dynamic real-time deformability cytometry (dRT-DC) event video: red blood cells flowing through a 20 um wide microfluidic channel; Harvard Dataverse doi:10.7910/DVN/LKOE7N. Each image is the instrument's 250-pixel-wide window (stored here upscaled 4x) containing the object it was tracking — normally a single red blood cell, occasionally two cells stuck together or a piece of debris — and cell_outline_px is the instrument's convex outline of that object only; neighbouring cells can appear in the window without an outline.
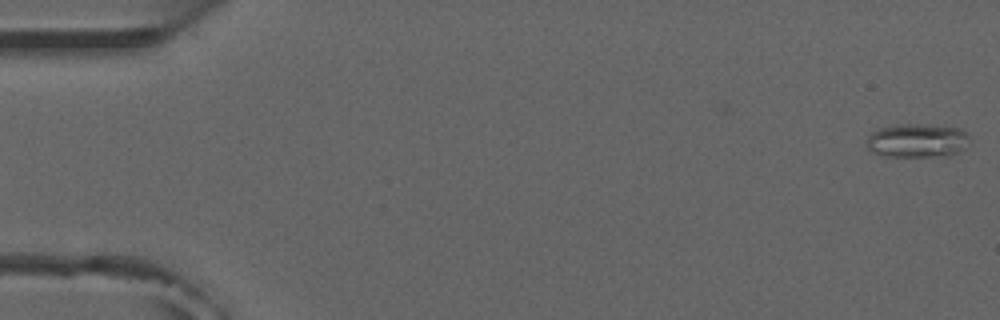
{"species": "common noctule bat (a hibernating species)", "species_latin": "Nyctalus noctula", "temperature_condition": "room temperature", "stored_images_in_passage": 52, "camera_frame_rate_fps": 3000, "um_per_image_px": 0.085, "animal": {"sex": "male", "forearm_length_mm": 52.5}, "frame": {"image": 1, "passage_image": 1, "time_ms": 0.0, "image_size_px": [1000, 320], "cell_outline_px": [[972, 140], [964, 148], [948, 156], [888, 156], [872, 152], [868, 148], [868, 136], [872, 132], [880, 128], [904, 124], [920, 124], [956, 128], [964, 132]], "centroid_in_image_um": [77.98, 11.96], "position_along_channel_um": 7.0, "area_um2": 19.94}}
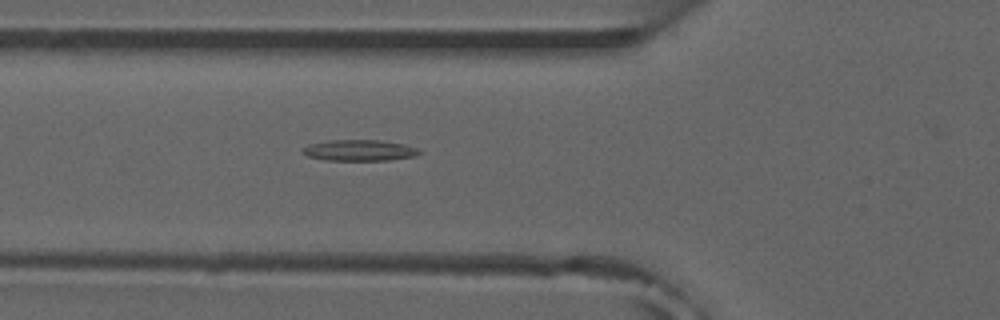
{"frame": {"image": 2, "passage_image": 19, "time_ms": 6.0, "image_size_px": [1000, 320], "cell_outline_px": [[424, 152], [416, 156], [388, 160], [324, 160], [308, 156], [304, 152], [304, 148], [308, 144], [328, 140], [380, 140], [404, 144], [416, 148]], "centroid_in_image_um": [30.59, 12.77], "position_along_channel_um": 95.2, "area_um2": 14.28}}
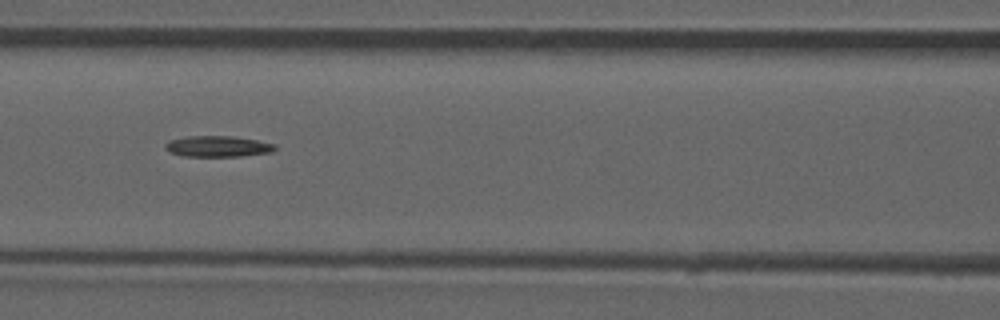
{"frame": {"image": 3, "passage_image": 23, "time_ms": 7.333, "image_size_px": [1000, 320], "cell_outline_px": [[276, 148], [272, 152], [240, 156], [184, 156], [172, 152], [164, 148], [164, 144], [168, 140], [188, 136], [232, 136], [256, 140], [276, 144]], "centroid_in_image_um": [18.5, 12.43], "position_along_channel_um": 148.1, "area_um2": 13.35}}